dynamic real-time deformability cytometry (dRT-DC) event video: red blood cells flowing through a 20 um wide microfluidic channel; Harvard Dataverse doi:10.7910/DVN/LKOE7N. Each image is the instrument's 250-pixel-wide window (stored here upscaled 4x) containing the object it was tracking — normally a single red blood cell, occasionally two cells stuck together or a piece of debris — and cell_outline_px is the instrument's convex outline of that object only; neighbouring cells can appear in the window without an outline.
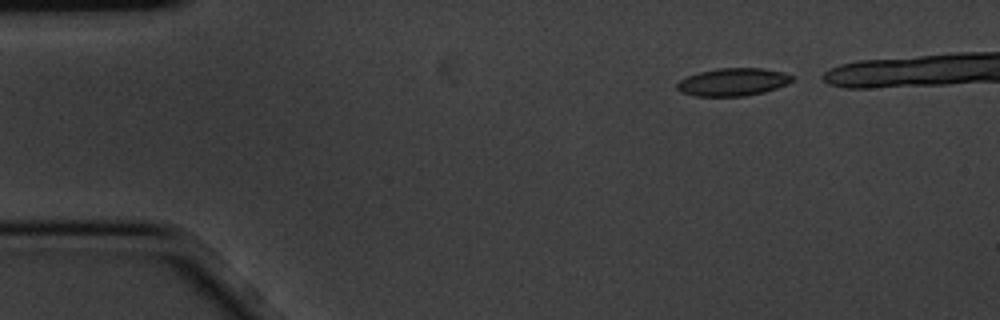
{"species": "common noctule bat (a hibernating species)", "species_latin": "Nyctalus noctula", "temperature_condition": "cold", "stored_images_in_passage": 4, "camera_frame_rate_fps": 3000, "um_per_image_px": 0.085, "animal": {"sex": "male", "body_mass_g": 20.1, "forearm_length_mm": 53.5}, "frame": {"image": 1, "passage_image": 1, "time_ms": 0.0, "image_size_px": [1000, 320], "cell_outline_px": [[796, 76], [788, 84], [764, 92], [744, 96], [696, 96], [680, 92], [676, 88], [676, 84], [680, 80], [688, 76], [700, 72], [716, 68], [764, 68], [784, 72]], "centroid_in_image_um": [62.32, 6.96], "position_along_channel_um": 22.7, "area_um2": 18.73}}